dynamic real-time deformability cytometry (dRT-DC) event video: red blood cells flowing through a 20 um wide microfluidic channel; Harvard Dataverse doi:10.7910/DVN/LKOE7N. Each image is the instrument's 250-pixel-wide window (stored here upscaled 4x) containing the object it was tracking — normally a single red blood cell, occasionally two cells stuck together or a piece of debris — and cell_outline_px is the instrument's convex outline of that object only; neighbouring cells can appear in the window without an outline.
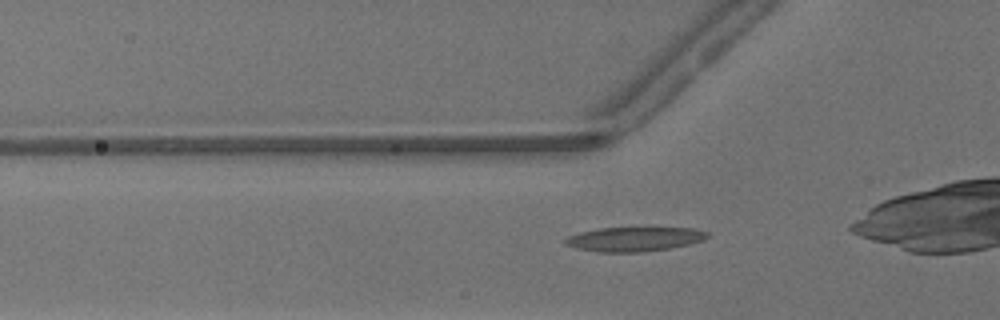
{"species": "common noctule bat (a hibernating species)", "species_latin": "Nyctalus noctula", "temperature_condition": "warm", "stored_images_in_passage": 28, "camera_frame_rate_fps": 3000, "um_per_image_px": 0.085, "animal": {"sex": "male", "body_mass_g": 13.3}, "frame": {"image": 1, "passage_image": 4, "time_ms": 1.0, "image_size_px": [1000, 320], "cell_outline_px": [[712, 236], [704, 240], [688, 244], [668, 248], [644, 252], [600, 252], [576, 248], [564, 244], [560, 240], [568, 236], [580, 232], [600, 228], [692, 228], [708, 232]], "centroid_in_image_um": [53.89, 20.32], "position_along_channel_um": 71.9, "area_um2": 20.23}}
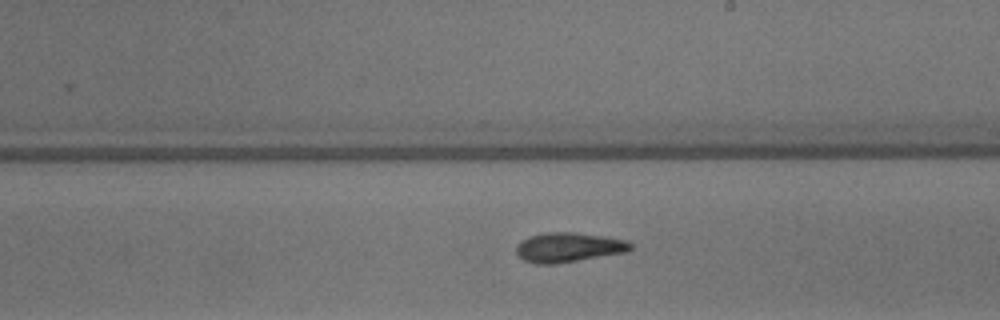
{"frame": {"image": 2, "passage_image": 16, "time_ms": 5.0, "image_size_px": [1000, 320], "cell_outline_px": [[632, 248], [628, 252], [552, 264], [536, 264], [524, 260], [516, 252], [516, 244], [520, 240], [528, 236], [548, 232], [576, 232], [628, 240], [632, 244]], "centroid_in_image_um": [48.32, 21.01], "position_along_channel_um": 240.7, "area_um2": 19.77}}
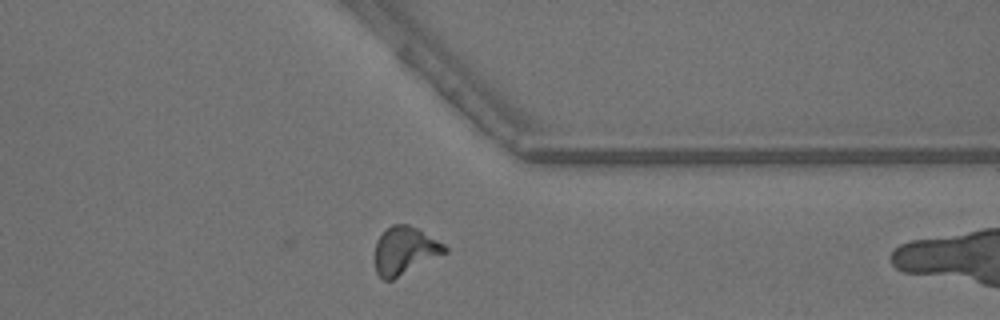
{"frame": {"image": 3, "passage_image": 26, "time_ms": 8.333, "image_size_px": [1000, 320], "cell_outline_px": [[448, 252], [392, 280], [384, 280], [376, 272], [376, 240], [392, 224], [408, 224], [420, 228], [444, 244], [448, 248]], "centroid_in_image_um": [34.44, 21.28], "position_along_channel_um": 377.0, "area_um2": 19.42}}